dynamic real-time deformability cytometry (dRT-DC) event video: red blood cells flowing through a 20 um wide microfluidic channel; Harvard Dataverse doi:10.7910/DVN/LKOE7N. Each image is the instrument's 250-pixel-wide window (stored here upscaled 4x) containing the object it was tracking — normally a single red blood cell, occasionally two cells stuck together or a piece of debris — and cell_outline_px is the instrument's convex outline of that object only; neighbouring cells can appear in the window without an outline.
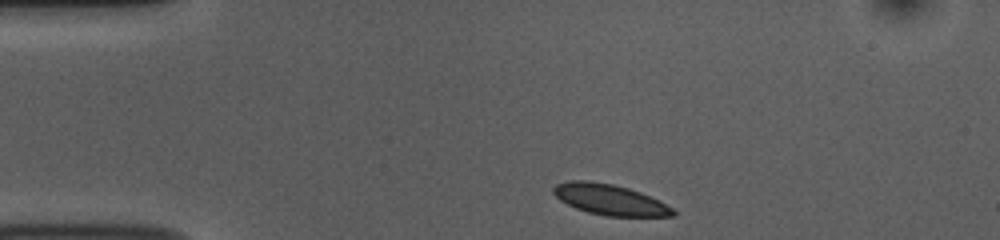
{"species": "common noctule bat (a hibernating species)", "species_latin": "Nyctalus noctula", "temperature_condition": "room temperature", "stored_images_in_passage": 39, "camera_frame_rate_fps": 3000, "um_per_image_px": 0.085, "animal": {"sex": "female", "body_mass_g": 10.0, "forearm_length_mm": 53.1}, "frame": {"image": 1, "passage_image": 1, "time_ms": 0.0, "image_size_px": [1000, 240], "cell_outline_px": [[676, 216], [608, 216], [588, 212], [576, 208], [560, 200], [552, 192], [552, 188], [556, 184], [572, 180], [588, 180], [612, 184], [628, 188], [640, 192], [660, 200], [672, 208], [676, 212]], "centroid_in_image_um": [51.84, 16.96], "position_along_channel_um": 33.2, "area_um2": 21.33}}
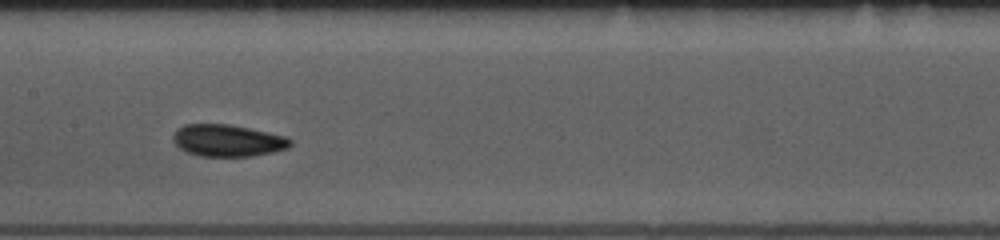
{"frame": {"image": 2, "passage_image": 17, "time_ms": 5.333, "image_size_px": [1000, 240], "cell_outline_px": [[292, 144], [288, 148], [272, 152], [252, 156], [200, 156], [188, 152], [180, 148], [172, 140], [172, 136], [184, 124], [228, 124], [288, 136], [292, 140]], "centroid_in_image_um": [19.39, 11.94], "position_along_channel_um": 188.0, "area_um2": 21.73}}
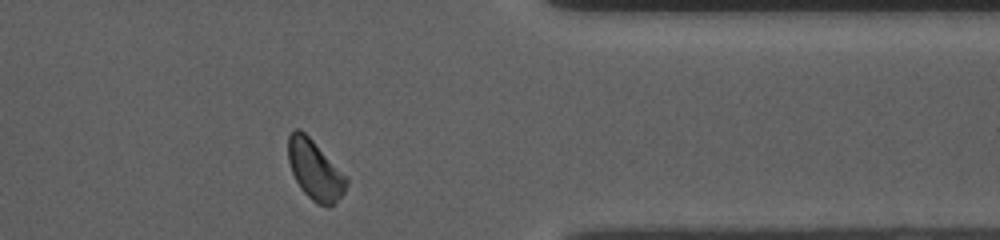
{"frame": {"image": 3, "passage_image": 34, "time_ms": 11.0, "image_size_px": [1000, 240], "cell_outline_px": [[348, 184], [344, 192], [328, 208], [316, 204], [300, 188], [292, 172], [288, 160], [288, 132], [296, 128], [300, 128], [348, 176]], "centroid_in_image_um": [26.77, 14.44], "position_along_channel_um": 384.6, "area_um2": 20.35}, "authors_computed_cell_mechanics": {"area_um2": 21.2126, "velocity_mm_per_s": 3.7097, "shape_relaxation_time_tau1_ms": 2.7019, "shape_relaxation_time_tau2_ms": 3.3528, "deformation_change_tau1": 0.0675, "deformation_change_tau2": 0.0566}}